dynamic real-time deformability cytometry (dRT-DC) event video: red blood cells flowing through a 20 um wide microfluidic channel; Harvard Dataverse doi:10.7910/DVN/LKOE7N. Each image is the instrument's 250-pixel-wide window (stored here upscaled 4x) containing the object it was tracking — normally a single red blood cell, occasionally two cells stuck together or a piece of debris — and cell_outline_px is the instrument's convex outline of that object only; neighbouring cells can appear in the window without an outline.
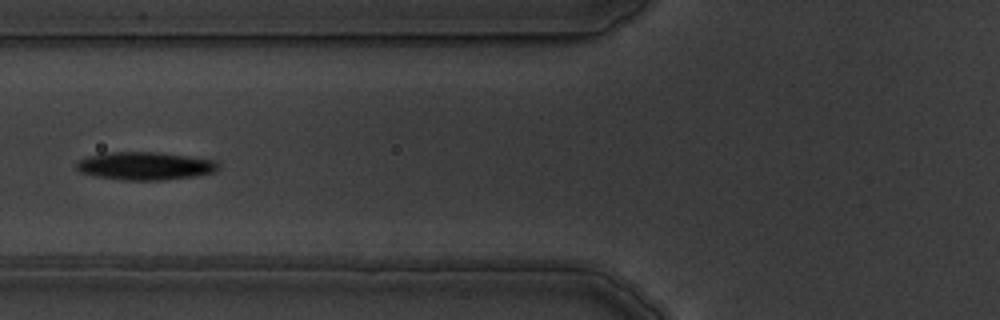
{"species": "common noctule bat (a hibernating species)", "species_latin": "Nyctalus noctula", "temperature_condition": "warm", "stored_images_in_passage": 9, "camera_frame_rate_fps": 3000, "um_per_image_px": 0.085, "animal": {"sex": "male", "body_mass_g": 19.5, "forearm_length_mm": 54.6}, "frame": {"image": 1, "passage_image": 6, "time_ms": 6.0, "image_size_px": [1000, 320], "cell_outline_px": [[220, 168], [216, 172], [196, 176], [164, 180], [124, 180], [96, 176], [80, 172], [76, 168], [76, 160], [88, 156], [104, 152], [156, 152], [188, 156], [216, 160], [220, 164]], "centroid_in_image_um": [12.35, 14.1], "position_along_channel_um": 113.4, "area_um2": 23.41}}
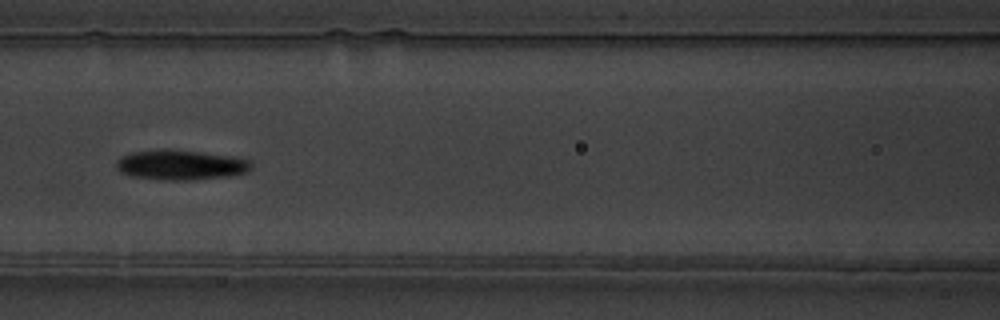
{"frame": {"image": 2, "passage_image": 7, "time_ms": 7.0, "image_size_px": [1000, 320], "cell_outline_px": [[252, 168], [248, 172], [228, 176], [192, 180], [160, 180], [132, 176], [120, 172], [116, 168], [116, 160], [120, 156], [132, 152], [160, 148], [168, 148], [232, 156], [248, 160], [252, 164]], "centroid_in_image_um": [15.32, 14.01], "position_along_channel_um": 151.3, "area_um2": 23.93}}